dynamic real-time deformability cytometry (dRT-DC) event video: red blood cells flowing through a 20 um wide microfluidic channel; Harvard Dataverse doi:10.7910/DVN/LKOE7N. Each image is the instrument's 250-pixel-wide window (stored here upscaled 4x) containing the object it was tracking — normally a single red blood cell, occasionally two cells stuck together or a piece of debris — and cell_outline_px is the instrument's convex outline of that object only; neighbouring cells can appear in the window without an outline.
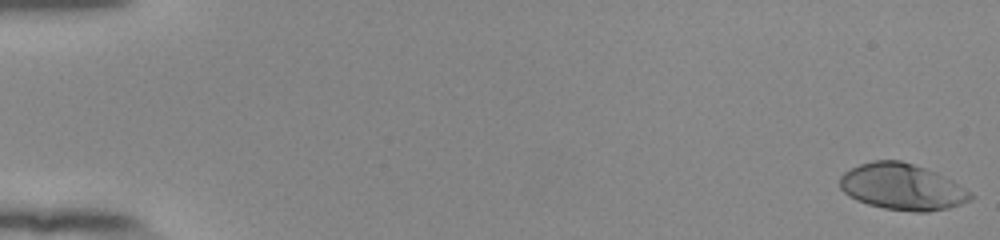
{"species": "human", "species_latin": "Homo sapiens", "temperature_condition": "room temperature", "stored_images_in_passage": 54, "camera_frame_rate_fps": 3000, "um_per_image_px": 0.085, "donor": {"sex": "female"}, "frame": {"image": 1, "passage_image": 1, "time_ms": 0.0, "image_size_px": [1000, 240], "cell_outline_px": [[976, 196], [960, 204], [948, 208], [928, 212], [916, 212], [884, 208], [868, 204], [856, 200], [848, 196], [840, 188], [840, 176], [844, 172], [860, 164], [872, 160], [900, 160], [936, 172], [952, 180]], "centroid_in_image_um": [76.67, 15.88], "position_along_channel_um": 8.3, "area_um2": 35.14}}
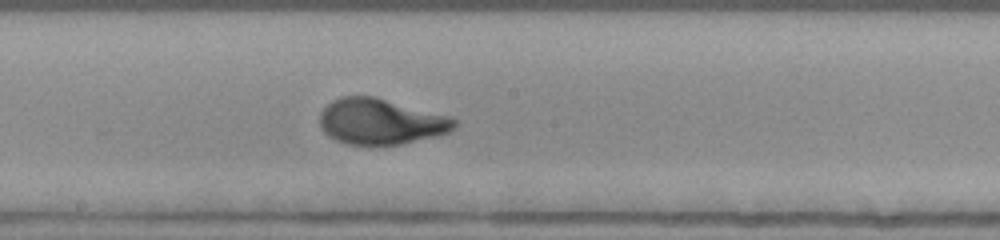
{"frame": {"image": 2, "passage_image": 31, "time_ms": 10.0, "image_size_px": [1000, 240], "cell_outline_px": [[456, 128], [448, 132], [436, 136], [400, 144], [348, 144], [336, 140], [328, 136], [320, 128], [320, 112], [332, 100], [340, 96], [376, 96], [452, 116], [456, 120]], "centroid_in_image_um": [32.37, 10.31], "position_along_channel_um": 215.8, "area_um2": 36.13}}
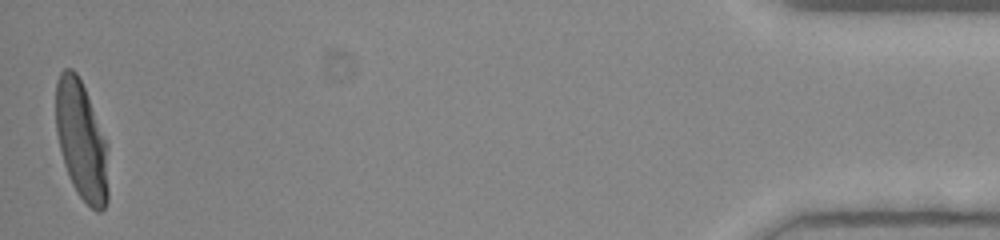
{"frame": {"image": 3, "passage_image": 54, "time_ms": 17.667, "image_size_px": [1000, 240], "cell_outline_px": [[108, 200], [104, 208], [100, 212], [96, 212], [76, 192], [68, 176], [64, 164], [56, 132], [56, 80], [60, 72], [64, 68], [72, 68], [76, 72], [84, 88], [108, 144]], "centroid_in_image_um": [6.93, 11.97], "position_along_channel_um": 428.3, "area_um2": 36.47}, "authors_computed_cell_mechanics": {"area_um2": 34.9112, "velocity_mm_per_s": 3.8766, "shape_relaxation_time_tau1_ms": 3.3496, "shape_relaxation_time_tau2_ms": null, "deformation_change_tau1": 0.2066, "deformation_change_tau2": null}}